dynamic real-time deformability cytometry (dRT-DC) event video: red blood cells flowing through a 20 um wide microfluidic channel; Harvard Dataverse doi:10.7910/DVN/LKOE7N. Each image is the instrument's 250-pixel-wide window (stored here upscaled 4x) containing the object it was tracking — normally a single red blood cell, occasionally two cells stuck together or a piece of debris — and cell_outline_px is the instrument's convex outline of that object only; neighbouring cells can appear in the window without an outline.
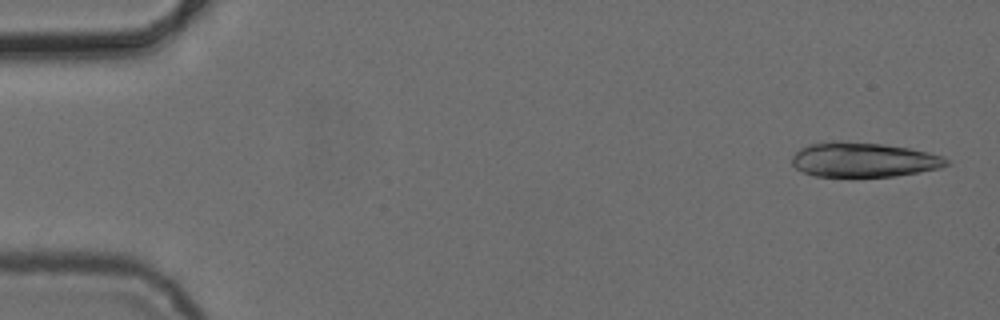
{"species": "common noctule bat (a hibernating species)", "species_latin": "Nyctalus noctula", "temperature_condition": "cold", "stored_images_in_passage": 5, "camera_frame_rate_fps": 3000, "um_per_image_px": 0.085, "animal": {"sex": "female", "body_mass_g": 24.6, "forearm_length_mm": 56.2}, "frame": {"image": 1, "passage_image": 1, "time_ms": 0.0, "image_size_px": [1000, 320], "cell_outline_px": [[948, 164], [940, 168], [896, 176], [812, 176], [796, 168], [792, 164], [792, 156], [800, 148], [808, 144], [884, 144], [908, 148], [928, 152], [944, 156], [948, 160]], "centroid_in_image_um": [73.45, 13.62], "position_along_channel_um": 11.6, "area_um2": 30.11}}